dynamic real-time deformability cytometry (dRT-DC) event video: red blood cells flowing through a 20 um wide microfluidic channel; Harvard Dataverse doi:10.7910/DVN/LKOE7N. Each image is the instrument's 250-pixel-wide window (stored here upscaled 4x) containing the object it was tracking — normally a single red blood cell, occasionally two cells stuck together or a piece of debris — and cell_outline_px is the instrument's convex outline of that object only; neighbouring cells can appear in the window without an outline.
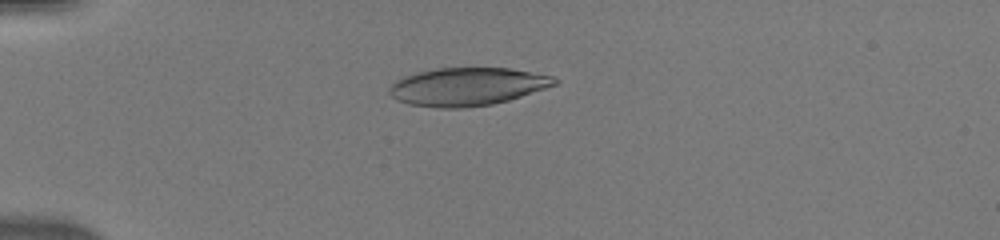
{"species": "human", "species_latin": "Homo sapiens", "temperature_condition": "warm", "stored_images_in_passage": 50, "camera_frame_rate_fps": 3000, "um_per_image_px": 0.085, "donor": {"sex": "male"}, "frame": {"image": 1, "passage_image": 14, "time_ms": 4.333, "image_size_px": [1000, 240], "cell_outline_px": [[560, 80], [556, 84], [508, 100], [492, 104], [464, 108], [440, 108], [408, 104], [392, 96], [388, 92], [388, 88], [396, 80], [404, 76], [416, 72], [436, 68], [512, 68], [552, 76]], "centroid_in_image_um": [39.7, 7.36], "position_along_channel_um": 45.3, "area_um2": 36.47}}
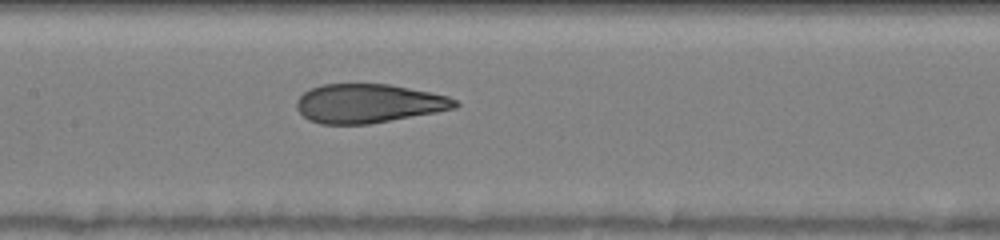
{"frame": {"image": 2, "passage_image": 26, "time_ms": 8.333, "image_size_px": [1000, 240], "cell_outline_px": [[460, 104], [456, 108], [436, 112], [368, 124], [320, 124], [308, 120], [296, 108], [296, 100], [304, 92], [320, 84], [388, 84], [432, 92], [448, 96], [456, 100]], "centroid_in_image_um": [31.32, 8.79], "position_along_channel_um": 176.1, "area_um2": 35.95}}
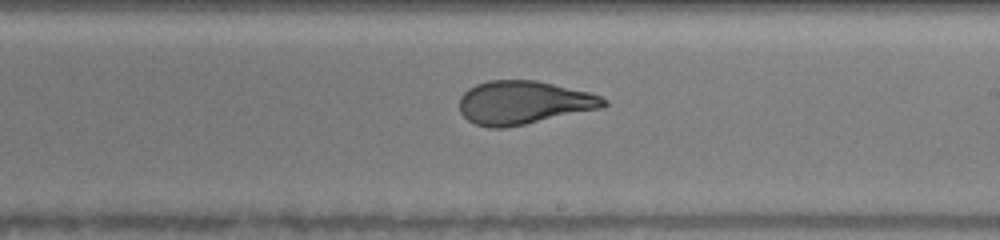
{"frame": {"image": 3, "passage_image": 31, "time_ms": 10.0, "image_size_px": [1000, 240], "cell_outline_px": [[608, 104], [604, 108], [504, 128], [488, 128], [476, 124], [468, 120], [460, 112], [460, 96], [468, 88], [476, 84], [488, 80], [536, 80], [588, 92], [600, 96], [608, 100]], "centroid_in_image_um": [44.51, 8.72], "position_along_channel_um": 244.5, "area_um2": 36.53}}